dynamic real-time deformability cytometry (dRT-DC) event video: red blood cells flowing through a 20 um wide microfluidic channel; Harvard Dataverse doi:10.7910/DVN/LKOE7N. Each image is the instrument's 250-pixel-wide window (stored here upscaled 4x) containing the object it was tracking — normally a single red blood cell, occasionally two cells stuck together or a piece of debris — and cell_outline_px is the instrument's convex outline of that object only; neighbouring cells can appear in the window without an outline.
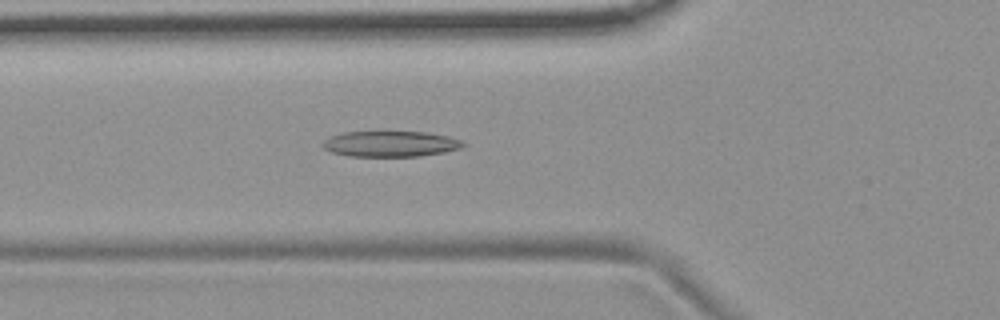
{"species": "common noctule bat (a hibernating species)", "species_latin": "Nyctalus noctula", "temperature_condition": "room temperature", "stored_images_in_passage": 43, "camera_frame_rate_fps": 3000, "um_per_image_px": 0.085, "animal": {"sex": "female", "body_mass_g": 19.9}, "frame": {"image": 1, "passage_image": 8, "time_ms": 2.333, "image_size_px": [1000, 320], "cell_outline_px": [[468, 144], [460, 148], [444, 152], [420, 156], [348, 156], [332, 152], [324, 148], [320, 144], [324, 140], [332, 136], [344, 132], [428, 132], [448, 136], [460, 140]], "centroid_in_image_um": [33.2, 12.23], "position_along_channel_um": 92.6, "area_um2": 20.98}}
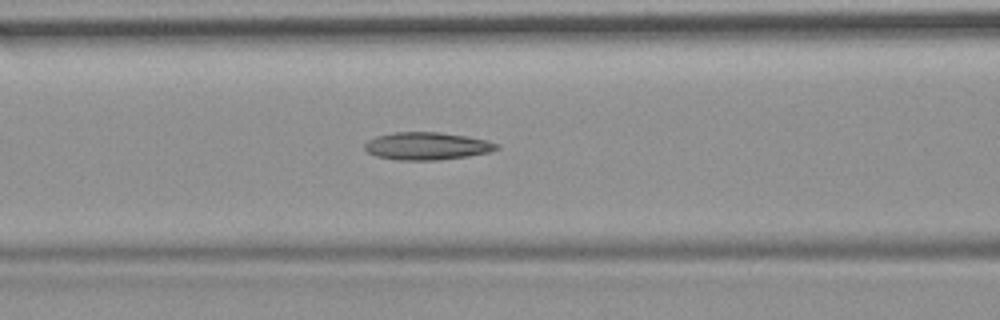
{"frame": {"image": 2, "passage_image": 11, "time_ms": 3.333, "image_size_px": [1000, 320], "cell_outline_px": [[500, 148], [488, 152], [468, 156], [436, 160], [396, 160], [376, 156], [368, 152], [364, 148], [364, 144], [368, 140], [376, 136], [392, 132], [440, 132], [468, 136], [488, 140], [500, 144]], "centroid_in_image_um": [36.3, 12.4], "position_along_channel_um": 130.3, "area_um2": 21.39}}
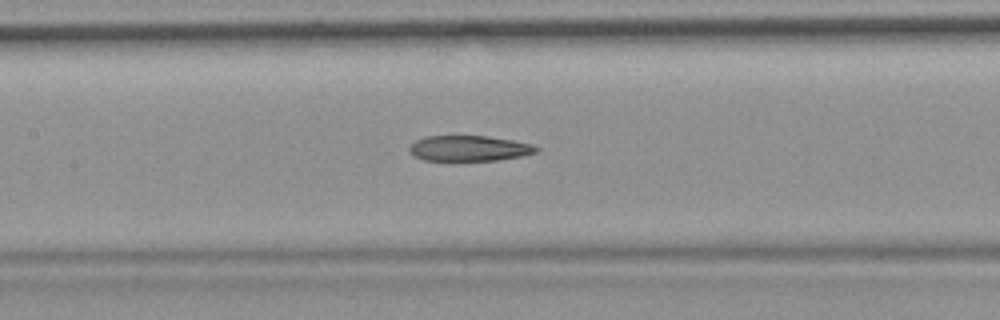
{"frame": {"image": 3, "passage_image": 14, "time_ms": 4.333, "image_size_px": [1000, 320], "cell_outline_px": [[540, 148], [536, 152], [520, 156], [496, 160], [424, 160], [412, 156], [408, 148], [416, 140], [424, 136], [488, 136], [512, 140], [532, 144]], "centroid_in_image_um": [39.84, 12.6], "position_along_channel_um": 167.6, "area_um2": 18.79}, "authors_computed_cell_mechanics": {"area_um2": 20.7502, "velocity_mm_per_s": 3.7213, "shape_relaxation_time_tau1_ms": null, "shape_relaxation_time_tau2_ms": 4.0647, "deformation_change_tau1": null, "deformation_change_tau2": 0.1317}}